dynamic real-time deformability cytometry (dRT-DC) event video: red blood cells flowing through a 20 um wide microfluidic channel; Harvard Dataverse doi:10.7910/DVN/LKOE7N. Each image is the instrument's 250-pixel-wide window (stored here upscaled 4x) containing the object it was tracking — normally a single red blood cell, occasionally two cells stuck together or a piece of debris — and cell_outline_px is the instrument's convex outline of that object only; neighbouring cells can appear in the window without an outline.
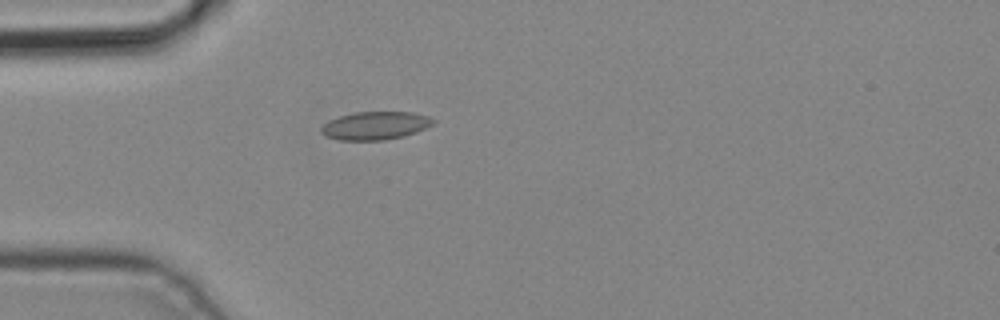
{"species": "common noctule bat (a hibernating species)", "species_latin": "Nyctalus noctula", "temperature_condition": "cold", "stored_images_in_passage": 2, "camera_frame_rate_fps": 3000, "um_per_image_px": 0.085, "animal": {"sex": "male", "body_mass_g": 19.2, "forearm_length_mm": 51.8}, "frame": {"image": 1, "passage_image": 2, "time_ms": 0.333, "image_size_px": [1000, 320], "cell_outline_px": [[436, 120], [432, 124], [416, 132], [404, 136], [384, 140], [340, 140], [324, 136], [320, 132], [320, 128], [328, 120], [340, 116], [356, 112], [412, 112], [428, 116]], "centroid_in_image_um": [31.87, 10.68], "position_along_channel_um": 53.1, "area_um2": 18.32}}